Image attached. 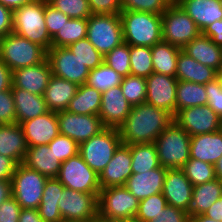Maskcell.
<instances>
[{"instance_id": "cell-1", "label": "cell", "mask_w": 222, "mask_h": 222, "mask_svg": "<svg viewBox=\"0 0 222 222\" xmlns=\"http://www.w3.org/2000/svg\"><path fill=\"white\" fill-rule=\"evenodd\" d=\"M173 120L169 112L146 102L132 106L129 115L118 128L121 143H154Z\"/></svg>"}, {"instance_id": "cell-2", "label": "cell", "mask_w": 222, "mask_h": 222, "mask_svg": "<svg viewBox=\"0 0 222 222\" xmlns=\"http://www.w3.org/2000/svg\"><path fill=\"white\" fill-rule=\"evenodd\" d=\"M123 42L130 46L152 47L162 41V18L149 12L122 10Z\"/></svg>"}, {"instance_id": "cell-3", "label": "cell", "mask_w": 222, "mask_h": 222, "mask_svg": "<svg viewBox=\"0 0 222 222\" xmlns=\"http://www.w3.org/2000/svg\"><path fill=\"white\" fill-rule=\"evenodd\" d=\"M13 32L48 51L52 38L45 24V0H33L14 10Z\"/></svg>"}, {"instance_id": "cell-4", "label": "cell", "mask_w": 222, "mask_h": 222, "mask_svg": "<svg viewBox=\"0 0 222 222\" xmlns=\"http://www.w3.org/2000/svg\"><path fill=\"white\" fill-rule=\"evenodd\" d=\"M190 142L191 136L173 120L154 141L160 165L181 168L190 159Z\"/></svg>"}, {"instance_id": "cell-5", "label": "cell", "mask_w": 222, "mask_h": 222, "mask_svg": "<svg viewBox=\"0 0 222 222\" xmlns=\"http://www.w3.org/2000/svg\"><path fill=\"white\" fill-rule=\"evenodd\" d=\"M47 58V51L14 32L0 38V59L11 70L37 65Z\"/></svg>"}, {"instance_id": "cell-6", "label": "cell", "mask_w": 222, "mask_h": 222, "mask_svg": "<svg viewBox=\"0 0 222 222\" xmlns=\"http://www.w3.org/2000/svg\"><path fill=\"white\" fill-rule=\"evenodd\" d=\"M87 20L86 38L103 56L123 43L119 14H92Z\"/></svg>"}, {"instance_id": "cell-7", "label": "cell", "mask_w": 222, "mask_h": 222, "mask_svg": "<svg viewBox=\"0 0 222 222\" xmlns=\"http://www.w3.org/2000/svg\"><path fill=\"white\" fill-rule=\"evenodd\" d=\"M120 144L119 130L105 127L79 145V154L85 163L99 175L110 162Z\"/></svg>"}, {"instance_id": "cell-8", "label": "cell", "mask_w": 222, "mask_h": 222, "mask_svg": "<svg viewBox=\"0 0 222 222\" xmlns=\"http://www.w3.org/2000/svg\"><path fill=\"white\" fill-rule=\"evenodd\" d=\"M48 177L19 163L12 176V196L22 209H37Z\"/></svg>"}, {"instance_id": "cell-9", "label": "cell", "mask_w": 222, "mask_h": 222, "mask_svg": "<svg viewBox=\"0 0 222 222\" xmlns=\"http://www.w3.org/2000/svg\"><path fill=\"white\" fill-rule=\"evenodd\" d=\"M162 18V41L182 49L202 31L179 4L168 5Z\"/></svg>"}, {"instance_id": "cell-10", "label": "cell", "mask_w": 222, "mask_h": 222, "mask_svg": "<svg viewBox=\"0 0 222 222\" xmlns=\"http://www.w3.org/2000/svg\"><path fill=\"white\" fill-rule=\"evenodd\" d=\"M140 201L125 186L100 190L98 215L110 219H128L136 216Z\"/></svg>"}, {"instance_id": "cell-11", "label": "cell", "mask_w": 222, "mask_h": 222, "mask_svg": "<svg viewBox=\"0 0 222 222\" xmlns=\"http://www.w3.org/2000/svg\"><path fill=\"white\" fill-rule=\"evenodd\" d=\"M66 188L84 193H100L99 175L78 153L61 163L56 177Z\"/></svg>"}, {"instance_id": "cell-12", "label": "cell", "mask_w": 222, "mask_h": 222, "mask_svg": "<svg viewBox=\"0 0 222 222\" xmlns=\"http://www.w3.org/2000/svg\"><path fill=\"white\" fill-rule=\"evenodd\" d=\"M98 194L64 187L58 201L63 220H93L98 215Z\"/></svg>"}, {"instance_id": "cell-13", "label": "cell", "mask_w": 222, "mask_h": 222, "mask_svg": "<svg viewBox=\"0 0 222 222\" xmlns=\"http://www.w3.org/2000/svg\"><path fill=\"white\" fill-rule=\"evenodd\" d=\"M47 60L52 75L83 85L87 82L90 70L68 49V47H51L47 51Z\"/></svg>"}, {"instance_id": "cell-14", "label": "cell", "mask_w": 222, "mask_h": 222, "mask_svg": "<svg viewBox=\"0 0 222 222\" xmlns=\"http://www.w3.org/2000/svg\"><path fill=\"white\" fill-rule=\"evenodd\" d=\"M59 133L78 145L98 134L105 127L98 115H80L67 110L57 112Z\"/></svg>"}, {"instance_id": "cell-15", "label": "cell", "mask_w": 222, "mask_h": 222, "mask_svg": "<svg viewBox=\"0 0 222 222\" xmlns=\"http://www.w3.org/2000/svg\"><path fill=\"white\" fill-rule=\"evenodd\" d=\"M173 118L191 137L219 131L220 117L208 105L184 108Z\"/></svg>"}, {"instance_id": "cell-16", "label": "cell", "mask_w": 222, "mask_h": 222, "mask_svg": "<svg viewBox=\"0 0 222 222\" xmlns=\"http://www.w3.org/2000/svg\"><path fill=\"white\" fill-rule=\"evenodd\" d=\"M147 92L145 102L169 112L173 117L176 114V77L153 72L146 78Z\"/></svg>"}, {"instance_id": "cell-17", "label": "cell", "mask_w": 222, "mask_h": 222, "mask_svg": "<svg viewBox=\"0 0 222 222\" xmlns=\"http://www.w3.org/2000/svg\"><path fill=\"white\" fill-rule=\"evenodd\" d=\"M131 108L118 85L102 92L98 116L104 127L118 129L129 115Z\"/></svg>"}, {"instance_id": "cell-18", "label": "cell", "mask_w": 222, "mask_h": 222, "mask_svg": "<svg viewBox=\"0 0 222 222\" xmlns=\"http://www.w3.org/2000/svg\"><path fill=\"white\" fill-rule=\"evenodd\" d=\"M193 185L180 168L167 169L162 194L167 204L189 213Z\"/></svg>"}, {"instance_id": "cell-19", "label": "cell", "mask_w": 222, "mask_h": 222, "mask_svg": "<svg viewBox=\"0 0 222 222\" xmlns=\"http://www.w3.org/2000/svg\"><path fill=\"white\" fill-rule=\"evenodd\" d=\"M132 156L130 147L120 144L115 150L112 159L99 174L101 189L113 186H125L127 179L132 174Z\"/></svg>"}, {"instance_id": "cell-20", "label": "cell", "mask_w": 222, "mask_h": 222, "mask_svg": "<svg viewBox=\"0 0 222 222\" xmlns=\"http://www.w3.org/2000/svg\"><path fill=\"white\" fill-rule=\"evenodd\" d=\"M20 125L28 147L49 144L60 134L57 113L50 110Z\"/></svg>"}, {"instance_id": "cell-21", "label": "cell", "mask_w": 222, "mask_h": 222, "mask_svg": "<svg viewBox=\"0 0 222 222\" xmlns=\"http://www.w3.org/2000/svg\"><path fill=\"white\" fill-rule=\"evenodd\" d=\"M12 76V88H20L30 93L43 96L52 72L46 58L37 65L12 71Z\"/></svg>"}, {"instance_id": "cell-22", "label": "cell", "mask_w": 222, "mask_h": 222, "mask_svg": "<svg viewBox=\"0 0 222 222\" xmlns=\"http://www.w3.org/2000/svg\"><path fill=\"white\" fill-rule=\"evenodd\" d=\"M167 168L157 167L141 173H132L125 187L139 201L151 195L162 193Z\"/></svg>"}, {"instance_id": "cell-23", "label": "cell", "mask_w": 222, "mask_h": 222, "mask_svg": "<svg viewBox=\"0 0 222 222\" xmlns=\"http://www.w3.org/2000/svg\"><path fill=\"white\" fill-rule=\"evenodd\" d=\"M179 5L201 31L222 20V0H180Z\"/></svg>"}, {"instance_id": "cell-24", "label": "cell", "mask_w": 222, "mask_h": 222, "mask_svg": "<svg viewBox=\"0 0 222 222\" xmlns=\"http://www.w3.org/2000/svg\"><path fill=\"white\" fill-rule=\"evenodd\" d=\"M28 150L23 129L19 123L0 125V154L23 163Z\"/></svg>"}, {"instance_id": "cell-25", "label": "cell", "mask_w": 222, "mask_h": 222, "mask_svg": "<svg viewBox=\"0 0 222 222\" xmlns=\"http://www.w3.org/2000/svg\"><path fill=\"white\" fill-rule=\"evenodd\" d=\"M78 87L79 85L74 82L52 75L43 95L48 110L56 113L67 110Z\"/></svg>"}, {"instance_id": "cell-26", "label": "cell", "mask_w": 222, "mask_h": 222, "mask_svg": "<svg viewBox=\"0 0 222 222\" xmlns=\"http://www.w3.org/2000/svg\"><path fill=\"white\" fill-rule=\"evenodd\" d=\"M182 51L216 72L222 64V47L215 45L208 36L202 33L186 44Z\"/></svg>"}, {"instance_id": "cell-27", "label": "cell", "mask_w": 222, "mask_h": 222, "mask_svg": "<svg viewBox=\"0 0 222 222\" xmlns=\"http://www.w3.org/2000/svg\"><path fill=\"white\" fill-rule=\"evenodd\" d=\"M190 158L215 164L222 156V134L220 131L198 134L191 137Z\"/></svg>"}, {"instance_id": "cell-28", "label": "cell", "mask_w": 222, "mask_h": 222, "mask_svg": "<svg viewBox=\"0 0 222 222\" xmlns=\"http://www.w3.org/2000/svg\"><path fill=\"white\" fill-rule=\"evenodd\" d=\"M15 102L16 123L34 119L48 112L43 96L20 88H11Z\"/></svg>"}, {"instance_id": "cell-29", "label": "cell", "mask_w": 222, "mask_h": 222, "mask_svg": "<svg viewBox=\"0 0 222 222\" xmlns=\"http://www.w3.org/2000/svg\"><path fill=\"white\" fill-rule=\"evenodd\" d=\"M23 164L48 178H56L61 167V162L48 144L28 147Z\"/></svg>"}, {"instance_id": "cell-30", "label": "cell", "mask_w": 222, "mask_h": 222, "mask_svg": "<svg viewBox=\"0 0 222 222\" xmlns=\"http://www.w3.org/2000/svg\"><path fill=\"white\" fill-rule=\"evenodd\" d=\"M176 78L178 81L205 85L217 78V72L213 68L197 62L181 50L177 59Z\"/></svg>"}, {"instance_id": "cell-31", "label": "cell", "mask_w": 222, "mask_h": 222, "mask_svg": "<svg viewBox=\"0 0 222 222\" xmlns=\"http://www.w3.org/2000/svg\"><path fill=\"white\" fill-rule=\"evenodd\" d=\"M64 185L57 178H48L45 183L42 199L37 210L45 222H61L63 220L58 206Z\"/></svg>"}, {"instance_id": "cell-32", "label": "cell", "mask_w": 222, "mask_h": 222, "mask_svg": "<svg viewBox=\"0 0 222 222\" xmlns=\"http://www.w3.org/2000/svg\"><path fill=\"white\" fill-rule=\"evenodd\" d=\"M222 196V180L218 178L193 186L190 216L204 214L209 207Z\"/></svg>"}, {"instance_id": "cell-33", "label": "cell", "mask_w": 222, "mask_h": 222, "mask_svg": "<svg viewBox=\"0 0 222 222\" xmlns=\"http://www.w3.org/2000/svg\"><path fill=\"white\" fill-rule=\"evenodd\" d=\"M102 92L88 84L79 85L75 96L70 100L67 111L80 115H99Z\"/></svg>"}, {"instance_id": "cell-34", "label": "cell", "mask_w": 222, "mask_h": 222, "mask_svg": "<svg viewBox=\"0 0 222 222\" xmlns=\"http://www.w3.org/2000/svg\"><path fill=\"white\" fill-rule=\"evenodd\" d=\"M181 50L164 41L152 46L153 72L176 77L177 59Z\"/></svg>"}, {"instance_id": "cell-35", "label": "cell", "mask_w": 222, "mask_h": 222, "mask_svg": "<svg viewBox=\"0 0 222 222\" xmlns=\"http://www.w3.org/2000/svg\"><path fill=\"white\" fill-rule=\"evenodd\" d=\"M207 105L205 85L178 81L176 88V113L184 108Z\"/></svg>"}, {"instance_id": "cell-36", "label": "cell", "mask_w": 222, "mask_h": 222, "mask_svg": "<svg viewBox=\"0 0 222 222\" xmlns=\"http://www.w3.org/2000/svg\"><path fill=\"white\" fill-rule=\"evenodd\" d=\"M132 173L146 172L160 167L157 149L154 143L131 144Z\"/></svg>"}, {"instance_id": "cell-37", "label": "cell", "mask_w": 222, "mask_h": 222, "mask_svg": "<svg viewBox=\"0 0 222 222\" xmlns=\"http://www.w3.org/2000/svg\"><path fill=\"white\" fill-rule=\"evenodd\" d=\"M87 19H70L52 38V47H67L69 44L86 38Z\"/></svg>"}, {"instance_id": "cell-38", "label": "cell", "mask_w": 222, "mask_h": 222, "mask_svg": "<svg viewBox=\"0 0 222 222\" xmlns=\"http://www.w3.org/2000/svg\"><path fill=\"white\" fill-rule=\"evenodd\" d=\"M123 77L104 62L97 68L90 70L86 84L100 92L121 84Z\"/></svg>"}, {"instance_id": "cell-39", "label": "cell", "mask_w": 222, "mask_h": 222, "mask_svg": "<svg viewBox=\"0 0 222 222\" xmlns=\"http://www.w3.org/2000/svg\"><path fill=\"white\" fill-rule=\"evenodd\" d=\"M152 73L151 47L130 46V74L147 78Z\"/></svg>"}, {"instance_id": "cell-40", "label": "cell", "mask_w": 222, "mask_h": 222, "mask_svg": "<svg viewBox=\"0 0 222 222\" xmlns=\"http://www.w3.org/2000/svg\"><path fill=\"white\" fill-rule=\"evenodd\" d=\"M180 169L193 186L216 179L214 165L198 159L190 158Z\"/></svg>"}, {"instance_id": "cell-41", "label": "cell", "mask_w": 222, "mask_h": 222, "mask_svg": "<svg viewBox=\"0 0 222 222\" xmlns=\"http://www.w3.org/2000/svg\"><path fill=\"white\" fill-rule=\"evenodd\" d=\"M67 47L89 70H93L103 63L104 56L96 50L87 38L80 39Z\"/></svg>"}, {"instance_id": "cell-42", "label": "cell", "mask_w": 222, "mask_h": 222, "mask_svg": "<svg viewBox=\"0 0 222 222\" xmlns=\"http://www.w3.org/2000/svg\"><path fill=\"white\" fill-rule=\"evenodd\" d=\"M120 87L123 95L131 106L145 102L147 92L145 77L130 74L122 79Z\"/></svg>"}, {"instance_id": "cell-43", "label": "cell", "mask_w": 222, "mask_h": 222, "mask_svg": "<svg viewBox=\"0 0 222 222\" xmlns=\"http://www.w3.org/2000/svg\"><path fill=\"white\" fill-rule=\"evenodd\" d=\"M103 62L121 77L130 75V45L121 43L104 56Z\"/></svg>"}, {"instance_id": "cell-44", "label": "cell", "mask_w": 222, "mask_h": 222, "mask_svg": "<svg viewBox=\"0 0 222 222\" xmlns=\"http://www.w3.org/2000/svg\"><path fill=\"white\" fill-rule=\"evenodd\" d=\"M47 2L71 19H88L93 14L88 0H47Z\"/></svg>"}, {"instance_id": "cell-45", "label": "cell", "mask_w": 222, "mask_h": 222, "mask_svg": "<svg viewBox=\"0 0 222 222\" xmlns=\"http://www.w3.org/2000/svg\"><path fill=\"white\" fill-rule=\"evenodd\" d=\"M167 201L162 193L151 195L140 200L136 218L142 222H148L157 216L166 206Z\"/></svg>"}, {"instance_id": "cell-46", "label": "cell", "mask_w": 222, "mask_h": 222, "mask_svg": "<svg viewBox=\"0 0 222 222\" xmlns=\"http://www.w3.org/2000/svg\"><path fill=\"white\" fill-rule=\"evenodd\" d=\"M48 146L61 163L79 153V145L71 138L62 134L55 137Z\"/></svg>"}, {"instance_id": "cell-47", "label": "cell", "mask_w": 222, "mask_h": 222, "mask_svg": "<svg viewBox=\"0 0 222 222\" xmlns=\"http://www.w3.org/2000/svg\"><path fill=\"white\" fill-rule=\"evenodd\" d=\"M122 10L149 12L162 15L168 7L165 0H120Z\"/></svg>"}, {"instance_id": "cell-48", "label": "cell", "mask_w": 222, "mask_h": 222, "mask_svg": "<svg viewBox=\"0 0 222 222\" xmlns=\"http://www.w3.org/2000/svg\"><path fill=\"white\" fill-rule=\"evenodd\" d=\"M70 19L69 16L53 8L48 4L47 0H45V24L51 38H53Z\"/></svg>"}, {"instance_id": "cell-49", "label": "cell", "mask_w": 222, "mask_h": 222, "mask_svg": "<svg viewBox=\"0 0 222 222\" xmlns=\"http://www.w3.org/2000/svg\"><path fill=\"white\" fill-rule=\"evenodd\" d=\"M0 123H16L15 102L11 88L0 91Z\"/></svg>"}, {"instance_id": "cell-50", "label": "cell", "mask_w": 222, "mask_h": 222, "mask_svg": "<svg viewBox=\"0 0 222 222\" xmlns=\"http://www.w3.org/2000/svg\"><path fill=\"white\" fill-rule=\"evenodd\" d=\"M207 93V105L222 117V84L218 78L205 84Z\"/></svg>"}, {"instance_id": "cell-51", "label": "cell", "mask_w": 222, "mask_h": 222, "mask_svg": "<svg viewBox=\"0 0 222 222\" xmlns=\"http://www.w3.org/2000/svg\"><path fill=\"white\" fill-rule=\"evenodd\" d=\"M156 218L150 219L148 222H189L190 215L185 210H182L171 205H167Z\"/></svg>"}, {"instance_id": "cell-52", "label": "cell", "mask_w": 222, "mask_h": 222, "mask_svg": "<svg viewBox=\"0 0 222 222\" xmlns=\"http://www.w3.org/2000/svg\"><path fill=\"white\" fill-rule=\"evenodd\" d=\"M93 14H120V0H88Z\"/></svg>"}, {"instance_id": "cell-53", "label": "cell", "mask_w": 222, "mask_h": 222, "mask_svg": "<svg viewBox=\"0 0 222 222\" xmlns=\"http://www.w3.org/2000/svg\"><path fill=\"white\" fill-rule=\"evenodd\" d=\"M21 209L15 198L10 197L0 205V222H18Z\"/></svg>"}, {"instance_id": "cell-54", "label": "cell", "mask_w": 222, "mask_h": 222, "mask_svg": "<svg viewBox=\"0 0 222 222\" xmlns=\"http://www.w3.org/2000/svg\"><path fill=\"white\" fill-rule=\"evenodd\" d=\"M13 32V11L0 3V38Z\"/></svg>"}, {"instance_id": "cell-55", "label": "cell", "mask_w": 222, "mask_h": 222, "mask_svg": "<svg viewBox=\"0 0 222 222\" xmlns=\"http://www.w3.org/2000/svg\"><path fill=\"white\" fill-rule=\"evenodd\" d=\"M17 165L12 158L0 154V180H12Z\"/></svg>"}, {"instance_id": "cell-56", "label": "cell", "mask_w": 222, "mask_h": 222, "mask_svg": "<svg viewBox=\"0 0 222 222\" xmlns=\"http://www.w3.org/2000/svg\"><path fill=\"white\" fill-rule=\"evenodd\" d=\"M202 34L208 36L215 45L222 47V20L209 24Z\"/></svg>"}, {"instance_id": "cell-57", "label": "cell", "mask_w": 222, "mask_h": 222, "mask_svg": "<svg viewBox=\"0 0 222 222\" xmlns=\"http://www.w3.org/2000/svg\"><path fill=\"white\" fill-rule=\"evenodd\" d=\"M12 71L0 59V91L12 88Z\"/></svg>"}, {"instance_id": "cell-58", "label": "cell", "mask_w": 222, "mask_h": 222, "mask_svg": "<svg viewBox=\"0 0 222 222\" xmlns=\"http://www.w3.org/2000/svg\"><path fill=\"white\" fill-rule=\"evenodd\" d=\"M203 215L215 221H222V196L217 199Z\"/></svg>"}, {"instance_id": "cell-59", "label": "cell", "mask_w": 222, "mask_h": 222, "mask_svg": "<svg viewBox=\"0 0 222 222\" xmlns=\"http://www.w3.org/2000/svg\"><path fill=\"white\" fill-rule=\"evenodd\" d=\"M18 222H45L37 209H21Z\"/></svg>"}, {"instance_id": "cell-60", "label": "cell", "mask_w": 222, "mask_h": 222, "mask_svg": "<svg viewBox=\"0 0 222 222\" xmlns=\"http://www.w3.org/2000/svg\"><path fill=\"white\" fill-rule=\"evenodd\" d=\"M12 197L11 180H0V205Z\"/></svg>"}, {"instance_id": "cell-61", "label": "cell", "mask_w": 222, "mask_h": 222, "mask_svg": "<svg viewBox=\"0 0 222 222\" xmlns=\"http://www.w3.org/2000/svg\"><path fill=\"white\" fill-rule=\"evenodd\" d=\"M31 1L33 0H0V3L14 11L19 7H22L24 4L30 3Z\"/></svg>"}, {"instance_id": "cell-62", "label": "cell", "mask_w": 222, "mask_h": 222, "mask_svg": "<svg viewBox=\"0 0 222 222\" xmlns=\"http://www.w3.org/2000/svg\"><path fill=\"white\" fill-rule=\"evenodd\" d=\"M189 222H222V221H215L203 214H200L197 216H190Z\"/></svg>"}, {"instance_id": "cell-63", "label": "cell", "mask_w": 222, "mask_h": 222, "mask_svg": "<svg viewBox=\"0 0 222 222\" xmlns=\"http://www.w3.org/2000/svg\"><path fill=\"white\" fill-rule=\"evenodd\" d=\"M215 176L219 180H222V156L219 160L214 164Z\"/></svg>"}, {"instance_id": "cell-64", "label": "cell", "mask_w": 222, "mask_h": 222, "mask_svg": "<svg viewBox=\"0 0 222 222\" xmlns=\"http://www.w3.org/2000/svg\"><path fill=\"white\" fill-rule=\"evenodd\" d=\"M93 222H122L120 219H110V218H105L103 216L97 215L94 219Z\"/></svg>"}, {"instance_id": "cell-65", "label": "cell", "mask_w": 222, "mask_h": 222, "mask_svg": "<svg viewBox=\"0 0 222 222\" xmlns=\"http://www.w3.org/2000/svg\"><path fill=\"white\" fill-rule=\"evenodd\" d=\"M122 222H142V221L136 217H133V218H128V219H122Z\"/></svg>"}, {"instance_id": "cell-66", "label": "cell", "mask_w": 222, "mask_h": 222, "mask_svg": "<svg viewBox=\"0 0 222 222\" xmlns=\"http://www.w3.org/2000/svg\"><path fill=\"white\" fill-rule=\"evenodd\" d=\"M217 78L220 80L222 84V64L220 65L219 69L217 70Z\"/></svg>"}, {"instance_id": "cell-67", "label": "cell", "mask_w": 222, "mask_h": 222, "mask_svg": "<svg viewBox=\"0 0 222 222\" xmlns=\"http://www.w3.org/2000/svg\"><path fill=\"white\" fill-rule=\"evenodd\" d=\"M169 5L179 4L180 0H165Z\"/></svg>"}, {"instance_id": "cell-68", "label": "cell", "mask_w": 222, "mask_h": 222, "mask_svg": "<svg viewBox=\"0 0 222 222\" xmlns=\"http://www.w3.org/2000/svg\"><path fill=\"white\" fill-rule=\"evenodd\" d=\"M61 222H93V220H89V221H81V220H62Z\"/></svg>"}, {"instance_id": "cell-69", "label": "cell", "mask_w": 222, "mask_h": 222, "mask_svg": "<svg viewBox=\"0 0 222 222\" xmlns=\"http://www.w3.org/2000/svg\"><path fill=\"white\" fill-rule=\"evenodd\" d=\"M219 131H220L221 134H222V117H220Z\"/></svg>"}]
</instances>
